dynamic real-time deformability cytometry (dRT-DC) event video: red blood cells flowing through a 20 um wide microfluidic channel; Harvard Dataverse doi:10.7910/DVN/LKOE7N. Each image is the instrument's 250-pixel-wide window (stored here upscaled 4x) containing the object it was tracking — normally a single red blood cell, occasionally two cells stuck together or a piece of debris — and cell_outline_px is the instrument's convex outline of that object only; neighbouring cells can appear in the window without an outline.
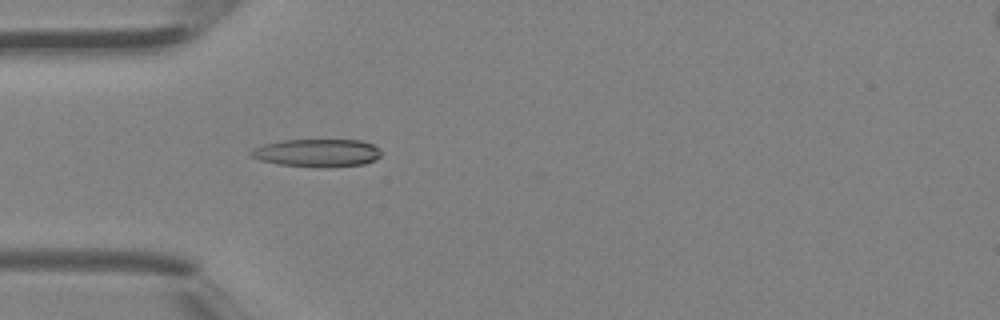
{"species": "Egyptian fruit bat (a non-hibernating species)", "species_latin": "Rousettus aegyptiacus", "temperature_condition": "room temperature", "stored_images_in_passage": 40, "camera_frame_rate_fps": 3000, "um_per_image_px": 0.085, "animal": {"sex": "female"}, "frame": {"image": 1, "passage_image": 12, "time_ms": 3.667, "image_size_px": [1000, 320], "cell_outline_px": [[380, 156], [376, 160], [364, 164], [280, 164], [260, 160], [252, 156], [248, 152], [252, 148], [264, 144], [284, 140], [360, 140], [372, 144], [380, 148]], "centroid_in_image_um": [26.95, 12.93], "position_along_channel_um": 58.1, "area_um2": 20.0}}
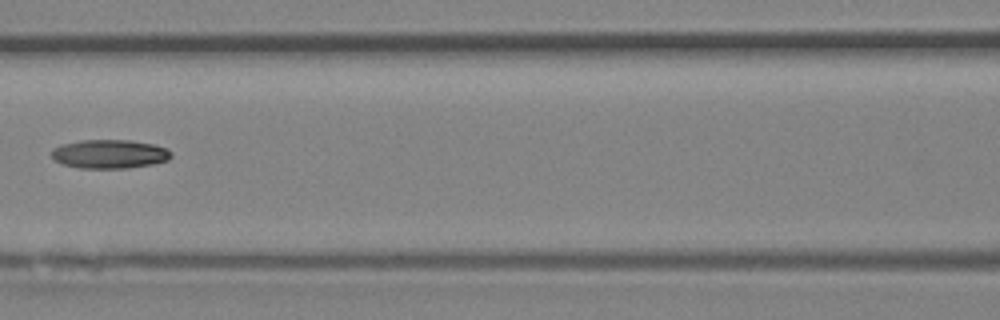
{"frame": {"image": 2, "passage_image": 18, "time_ms": 5.667, "image_size_px": [1000, 320], "cell_outline_px": [[172, 156], [168, 160], [152, 164], [128, 168], [76, 168], [60, 164], [52, 156], [52, 148], [60, 144], [80, 140], [128, 140], [152, 144], [168, 148], [172, 152]], "centroid_in_image_um": [9.29, 13.09], "position_along_channel_um": 157.3, "area_um2": 20.29}}
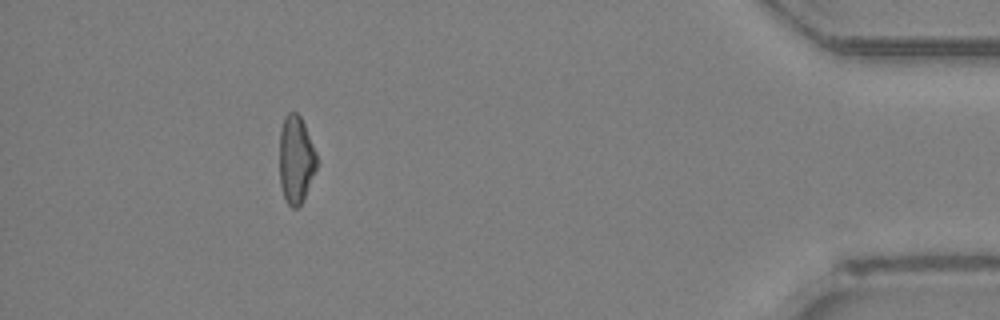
{"frame": {"image": 3, "passage_image": 36, "time_ms": 11.667, "image_size_px": [1000, 320], "cell_outline_px": [[316, 168], [304, 200], [296, 208], [292, 208], [288, 204], [284, 196], [280, 184], [280, 128], [284, 116], [288, 112], [296, 112], [300, 116], [304, 124], [316, 152]], "centroid_in_image_um": [25.14, 13.55], "position_along_channel_um": 410.1, "area_um2": 18.96}}